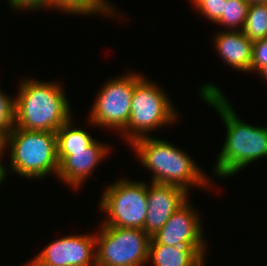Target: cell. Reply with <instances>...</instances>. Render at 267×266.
<instances>
[{
    "instance_id": "1",
    "label": "cell",
    "mask_w": 267,
    "mask_h": 266,
    "mask_svg": "<svg viewBox=\"0 0 267 266\" xmlns=\"http://www.w3.org/2000/svg\"><path fill=\"white\" fill-rule=\"evenodd\" d=\"M200 96L221 116L226 139L213 171L219 178L233 176L257 159L267 157V127L241 121L222 91L212 83L200 88Z\"/></svg>"
},
{
    "instance_id": "2",
    "label": "cell",
    "mask_w": 267,
    "mask_h": 266,
    "mask_svg": "<svg viewBox=\"0 0 267 266\" xmlns=\"http://www.w3.org/2000/svg\"><path fill=\"white\" fill-rule=\"evenodd\" d=\"M15 100L14 126L56 132L71 117V107L58 82L24 79Z\"/></svg>"
},
{
    "instance_id": "3",
    "label": "cell",
    "mask_w": 267,
    "mask_h": 266,
    "mask_svg": "<svg viewBox=\"0 0 267 266\" xmlns=\"http://www.w3.org/2000/svg\"><path fill=\"white\" fill-rule=\"evenodd\" d=\"M131 146L141 164L152 172L153 183L175 185L185 189L190 186H208L210 179L187 153L175 145L156 137L140 138ZM202 171V172H201Z\"/></svg>"
},
{
    "instance_id": "4",
    "label": "cell",
    "mask_w": 267,
    "mask_h": 266,
    "mask_svg": "<svg viewBox=\"0 0 267 266\" xmlns=\"http://www.w3.org/2000/svg\"><path fill=\"white\" fill-rule=\"evenodd\" d=\"M10 168L22 177L43 179L46 175H57L56 132L30 131L13 127L9 134Z\"/></svg>"
},
{
    "instance_id": "5",
    "label": "cell",
    "mask_w": 267,
    "mask_h": 266,
    "mask_svg": "<svg viewBox=\"0 0 267 266\" xmlns=\"http://www.w3.org/2000/svg\"><path fill=\"white\" fill-rule=\"evenodd\" d=\"M172 104L168 95L157 84L135 72L130 117L121 134L131 145L137 139L148 137V132L177 122L178 114Z\"/></svg>"
},
{
    "instance_id": "6",
    "label": "cell",
    "mask_w": 267,
    "mask_h": 266,
    "mask_svg": "<svg viewBox=\"0 0 267 266\" xmlns=\"http://www.w3.org/2000/svg\"><path fill=\"white\" fill-rule=\"evenodd\" d=\"M96 239V266H143L151 237L142 229L101 225Z\"/></svg>"
},
{
    "instance_id": "7",
    "label": "cell",
    "mask_w": 267,
    "mask_h": 266,
    "mask_svg": "<svg viewBox=\"0 0 267 266\" xmlns=\"http://www.w3.org/2000/svg\"><path fill=\"white\" fill-rule=\"evenodd\" d=\"M129 180L119 179L106 187L100 199V209L108 216L102 225L143 230L148 211V185Z\"/></svg>"
},
{
    "instance_id": "8",
    "label": "cell",
    "mask_w": 267,
    "mask_h": 266,
    "mask_svg": "<svg viewBox=\"0 0 267 266\" xmlns=\"http://www.w3.org/2000/svg\"><path fill=\"white\" fill-rule=\"evenodd\" d=\"M134 86L135 72L107 81L91 108L90 123L122 132L130 117Z\"/></svg>"
},
{
    "instance_id": "9",
    "label": "cell",
    "mask_w": 267,
    "mask_h": 266,
    "mask_svg": "<svg viewBox=\"0 0 267 266\" xmlns=\"http://www.w3.org/2000/svg\"><path fill=\"white\" fill-rule=\"evenodd\" d=\"M35 258L45 266H96L95 234L58 238Z\"/></svg>"
},
{
    "instance_id": "10",
    "label": "cell",
    "mask_w": 267,
    "mask_h": 266,
    "mask_svg": "<svg viewBox=\"0 0 267 266\" xmlns=\"http://www.w3.org/2000/svg\"><path fill=\"white\" fill-rule=\"evenodd\" d=\"M198 211L191 207L187 200L180 206L164 224V226L151 237L149 243H159L167 246H206L203 227Z\"/></svg>"
},
{
    "instance_id": "11",
    "label": "cell",
    "mask_w": 267,
    "mask_h": 266,
    "mask_svg": "<svg viewBox=\"0 0 267 266\" xmlns=\"http://www.w3.org/2000/svg\"><path fill=\"white\" fill-rule=\"evenodd\" d=\"M185 189L160 183L148 186V211L143 231L150 237L155 235L168 221L171 215L188 200Z\"/></svg>"
},
{
    "instance_id": "12",
    "label": "cell",
    "mask_w": 267,
    "mask_h": 266,
    "mask_svg": "<svg viewBox=\"0 0 267 266\" xmlns=\"http://www.w3.org/2000/svg\"><path fill=\"white\" fill-rule=\"evenodd\" d=\"M108 149V146L95 140L85 150L72 151L59 163L56 176L70 187L80 188L97 164L110 153Z\"/></svg>"
},
{
    "instance_id": "13",
    "label": "cell",
    "mask_w": 267,
    "mask_h": 266,
    "mask_svg": "<svg viewBox=\"0 0 267 266\" xmlns=\"http://www.w3.org/2000/svg\"><path fill=\"white\" fill-rule=\"evenodd\" d=\"M214 38L216 49L221 59L227 64L242 72H250L253 42L248 39L243 31L230 29L217 32Z\"/></svg>"
},
{
    "instance_id": "14",
    "label": "cell",
    "mask_w": 267,
    "mask_h": 266,
    "mask_svg": "<svg viewBox=\"0 0 267 266\" xmlns=\"http://www.w3.org/2000/svg\"><path fill=\"white\" fill-rule=\"evenodd\" d=\"M207 248L149 243L148 261H152L153 266H204Z\"/></svg>"
},
{
    "instance_id": "15",
    "label": "cell",
    "mask_w": 267,
    "mask_h": 266,
    "mask_svg": "<svg viewBox=\"0 0 267 266\" xmlns=\"http://www.w3.org/2000/svg\"><path fill=\"white\" fill-rule=\"evenodd\" d=\"M70 119L56 131L57 155L59 163L72 151L85 150L95 139L83 129L74 128Z\"/></svg>"
},
{
    "instance_id": "16",
    "label": "cell",
    "mask_w": 267,
    "mask_h": 266,
    "mask_svg": "<svg viewBox=\"0 0 267 266\" xmlns=\"http://www.w3.org/2000/svg\"><path fill=\"white\" fill-rule=\"evenodd\" d=\"M49 8L63 11L69 14L92 15L102 13L101 15H115V9L107 0H48Z\"/></svg>"
},
{
    "instance_id": "17",
    "label": "cell",
    "mask_w": 267,
    "mask_h": 266,
    "mask_svg": "<svg viewBox=\"0 0 267 266\" xmlns=\"http://www.w3.org/2000/svg\"><path fill=\"white\" fill-rule=\"evenodd\" d=\"M242 31L252 42L267 38V4L249 6Z\"/></svg>"
},
{
    "instance_id": "18",
    "label": "cell",
    "mask_w": 267,
    "mask_h": 266,
    "mask_svg": "<svg viewBox=\"0 0 267 266\" xmlns=\"http://www.w3.org/2000/svg\"><path fill=\"white\" fill-rule=\"evenodd\" d=\"M249 6L250 4L246 0H227L225 2L224 13L215 24L228 27L231 31H242Z\"/></svg>"
},
{
    "instance_id": "19",
    "label": "cell",
    "mask_w": 267,
    "mask_h": 266,
    "mask_svg": "<svg viewBox=\"0 0 267 266\" xmlns=\"http://www.w3.org/2000/svg\"><path fill=\"white\" fill-rule=\"evenodd\" d=\"M196 10L203 16L216 23L224 13L225 2L227 0H191Z\"/></svg>"
},
{
    "instance_id": "20",
    "label": "cell",
    "mask_w": 267,
    "mask_h": 266,
    "mask_svg": "<svg viewBox=\"0 0 267 266\" xmlns=\"http://www.w3.org/2000/svg\"><path fill=\"white\" fill-rule=\"evenodd\" d=\"M15 100L0 89V127L9 129L14 127Z\"/></svg>"
},
{
    "instance_id": "21",
    "label": "cell",
    "mask_w": 267,
    "mask_h": 266,
    "mask_svg": "<svg viewBox=\"0 0 267 266\" xmlns=\"http://www.w3.org/2000/svg\"><path fill=\"white\" fill-rule=\"evenodd\" d=\"M267 63V38L253 42L251 71H258Z\"/></svg>"
},
{
    "instance_id": "22",
    "label": "cell",
    "mask_w": 267,
    "mask_h": 266,
    "mask_svg": "<svg viewBox=\"0 0 267 266\" xmlns=\"http://www.w3.org/2000/svg\"><path fill=\"white\" fill-rule=\"evenodd\" d=\"M8 3L15 10H25L31 11L39 10L40 8H48V0H8Z\"/></svg>"
},
{
    "instance_id": "23",
    "label": "cell",
    "mask_w": 267,
    "mask_h": 266,
    "mask_svg": "<svg viewBox=\"0 0 267 266\" xmlns=\"http://www.w3.org/2000/svg\"><path fill=\"white\" fill-rule=\"evenodd\" d=\"M9 134V129L0 127V159L3 157V150L9 145ZM0 166L3 168L4 177L6 178L8 170L6 169L5 165H2V163H0Z\"/></svg>"
},
{
    "instance_id": "24",
    "label": "cell",
    "mask_w": 267,
    "mask_h": 266,
    "mask_svg": "<svg viewBox=\"0 0 267 266\" xmlns=\"http://www.w3.org/2000/svg\"><path fill=\"white\" fill-rule=\"evenodd\" d=\"M257 72L267 81V63L263 65Z\"/></svg>"
},
{
    "instance_id": "25",
    "label": "cell",
    "mask_w": 267,
    "mask_h": 266,
    "mask_svg": "<svg viewBox=\"0 0 267 266\" xmlns=\"http://www.w3.org/2000/svg\"><path fill=\"white\" fill-rule=\"evenodd\" d=\"M26 266H45L41 262H39L35 257L33 260L29 261V263Z\"/></svg>"
},
{
    "instance_id": "26",
    "label": "cell",
    "mask_w": 267,
    "mask_h": 266,
    "mask_svg": "<svg viewBox=\"0 0 267 266\" xmlns=\"http://www.w3.org/2000/svg\"><path fill=\"white\" fill-rule=\"evenodd\" d=\"M250 5L251 4H267V0H246Z\"/></svg>"
},
{
    "instance_id": "27",
    "label": "cell",
    "mask_w": 267,
    "mask_h": 266,
    "mask_svg": "<svg viewBox=\"0 0 267 266\" xmlns=\"http://www.w3.org/2000/svg\"><path fill=\"white\" fill-rule=\"evenodd\" d=\"M5 177H4V172H3V168L0 166V183H2L4 181Z\"/></svg>"
}]
</instances>
